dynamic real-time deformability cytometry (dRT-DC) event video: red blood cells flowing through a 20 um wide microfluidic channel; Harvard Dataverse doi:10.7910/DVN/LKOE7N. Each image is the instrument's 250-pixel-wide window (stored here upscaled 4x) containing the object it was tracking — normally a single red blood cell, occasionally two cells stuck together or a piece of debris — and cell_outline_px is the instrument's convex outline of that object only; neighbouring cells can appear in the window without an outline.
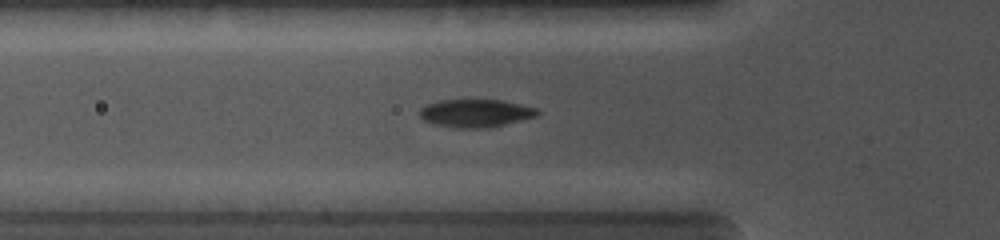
{"species": "common noctule bat (a hibernating species)", "species_latin": "Nyctalus noctula", "temperature_condition": "cold", "stored_images_in_passage": 51, "camera_frame_rate_fps": 5000, "um_per_image_px": 0.085, "animal": {"sex": "female", "body_mass_g": 19.0, "forearm_length_mm": 56.7}, "frame": {"image": 1, "passage_image": 13, "time_ms": 4.4, "image_size_px": [1000, 240], "cell_outline_px": [[540, 112], [536, 116], [488, 128], [452, 128], [432, 124], [424, 120], [420, 116], [420, 108], [428, 104], [440, 100], [500, 100], [520, 104], [536, 108]], "centroid_in_image_um": [40.39, 9.63], "position_along_channel_um": 85.4, "area_um2": 19.07}}
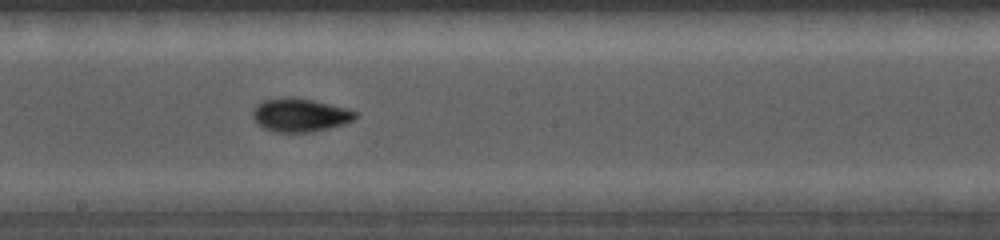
{"frame": {"image": 2, "passage_image": 25, "time_ms": 7.4, "image_size_px": [1000, 240], "cell_outline_px": [[360, 116], [344, 124], [312, 132], [276, 132], [264, 128], [252, 116], [252, 112], [264, 100], [312, 100], [348, 108], [356, 112]], "centroid_in_image_um": [25.59, 9.83], "position_along_channel_um": 222.6, "area_um2": 19.07}}
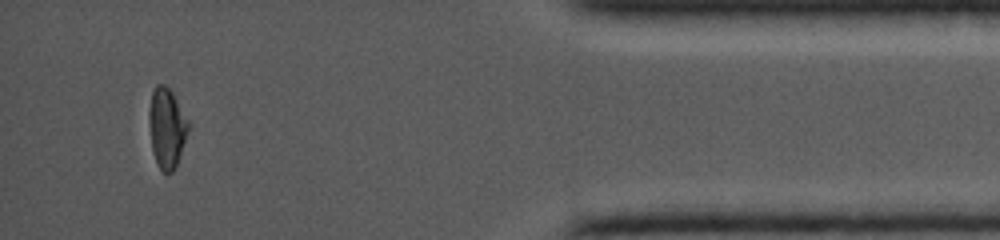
{"frame": {"image": 3, "passage_image": 47, "time_ms": 12.6, "image_size_px": [1000, 240], "cell_outline_px": [[188, 128], [176, 164], [172, 172], [164, 172], [156, 164], [152, 152], [148, 120], [148, 112], [152, 92], [156, 84], [164, 84], [172, 92], [188, 120]], "centroid_in_image_um": [14.13, 10.84], "position_along_channel_um": 421.1, "area_um2": 17.98}}